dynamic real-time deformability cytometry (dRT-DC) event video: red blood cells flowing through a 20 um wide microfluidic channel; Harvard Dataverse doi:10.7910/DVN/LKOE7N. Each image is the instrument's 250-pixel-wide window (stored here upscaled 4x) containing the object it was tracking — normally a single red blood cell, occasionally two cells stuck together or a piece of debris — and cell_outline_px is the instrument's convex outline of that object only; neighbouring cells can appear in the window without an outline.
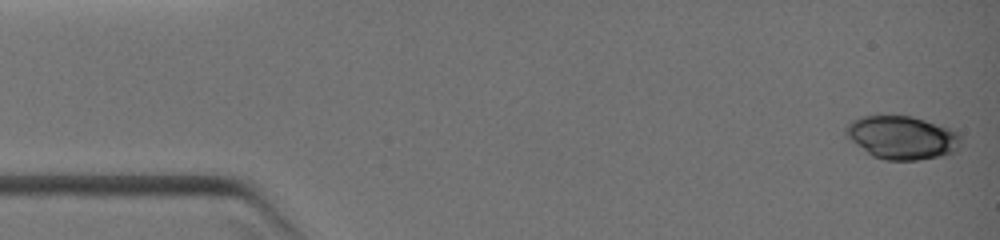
{"species": "common noctule bat (a hibernating species)", "species_latin": "Nyctalus noctula", "temperature_condition": "warm", "stored_images_in_passage": 15, "camera_frame_rate_fps": 3000, "um_per_image_px": 0.085, "animal": {"sex": "female", "body_mass_g": 19.0, "forearm_length_mm": 51.5}, "frame": {"image": 1, "passage_image": 1, "time_ms": 0.0, "image_size_px": [1000, 240], "cell_outline_px": [[960, 140], [956, 152], [940, 156], [920, 160], [884, 160], [872, 156], [856, 144], [844, 132], [844, 128], [852, 120], [876, 112], [880, 112], [912, 116], [948, 128], [956, 132], [960, 136]], "centroid_in_image_um": [76.62, 11.65], "position_along_channel_um": 8.4, "area_um2": 29.48}}
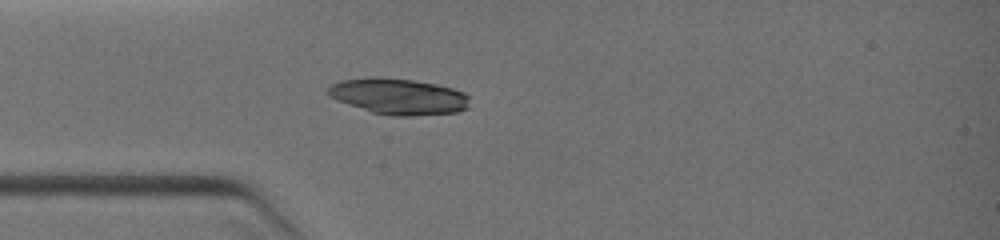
{"frame": {"image": 2, "passage_image": 13, "time_ms": 3.0, "image_size_px": [1000, 240], "cell_outline_px": [[468, 108], [456, 112], [412, 116], [392, 116], [372, 112], [348, 104], [328, 96], [328, 88], [332, 84], [340, 80], [368, 76], [380, 76], [412, 80], [436, 84], [452, 88], [464, 92], [468, 96]], "centroid_in_image_um": [33.86, 8.18], "position_along_channel_um": 51.1, "area_um2": 29.88}}